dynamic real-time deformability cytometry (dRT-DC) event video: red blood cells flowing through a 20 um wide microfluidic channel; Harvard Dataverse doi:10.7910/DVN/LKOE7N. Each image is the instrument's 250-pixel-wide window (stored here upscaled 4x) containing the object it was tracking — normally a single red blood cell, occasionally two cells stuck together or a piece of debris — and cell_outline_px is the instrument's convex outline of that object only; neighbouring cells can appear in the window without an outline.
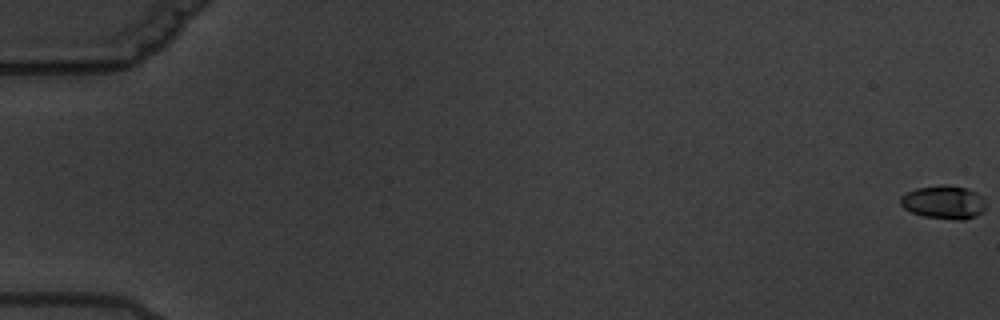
{"species": "common noctule bat (a hibernating species)", "species_latin": "Nyctalus noctula", "temperature_condition": "warm", "stored_images_in_passage": 9, "camera_frame_rate_fps": 3000, "um_per_image_px": 0.085, "animal": {"sex": "male", "body_mass_g": 19.5, "forearm_length_mm": 54.6}, "frame": {"image": 1, "passage_image": 1, "time_ms": 0.0, "image_size_px": [1000, 320], "cell_outline_px": [[984, 212], [976, 216], [964, 220], [956, 220], [924, 216], [912, 212], [904, 208], [900, 204], [900, 196], [916, 188], [944, 184], [948, 184], [968, 188], [976, 192], [984, 200]], "centroid_in_image_um": [80.22, 17.18], "position_along_channel_um": 4.8, "area_um2": 16.7}}